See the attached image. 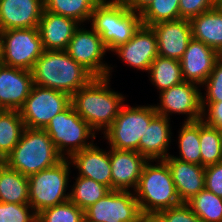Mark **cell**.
I'll return each mask as SVG.
<instances>
[{
    "instance_id": "4316f807",
    "label": "cell",
    "mask_w": 222,
    "mask_h": 222,
    "mask_svg": "<svg viewBox=\"0 0 222 222\" xmlns=\"http://www.w3.org/2000/svg\"><path fill=\"white\" fill-rule=\"evenodd\" d=\"M25 129L18 110L0 109V162L11 153Z\"/></svg>"
},
{
    "instance_id": "d4e9b609",
    "label": "cell",
    "mask_w": 222,
    "mask_h": 222,
    "mask_svg": "<svg viewBox=\"0 0 222 222\" xmlns=\"http://www.w3.org/2000/svg\"><path fill=\"white\" fill-rule=\"evenodd\" d=\"M28 177L0 162V202L29 204Z\"/></svg>"
},
{
    "instance_id": "7a4b0ae2",
    "label": "cell",
    "mask_w": 222,
    "mask_h": 222,
    "mask_svg": "<svg viewBox=\"0 0 222 222\" xmlns=\"http://www.w3.org/2000/svg\"><path fill=\"white\" fill-rule=\"evenodd\" d=\"M31 72L34 85L62 91L70 96L94 78L66 50H44Z\"/></svg>"
},
{
    "instance_id": "4fadbf2b",
    "label": "cell",
    "mask_w": 222,
    "mask_h": 222,
    "mask_svg": "<svg viewBox=\"0 0 222 222\" xmlns=\"http://www.w3.org/2000/svg\"><path fill=\"white\" fill-rule=\"evenodd\" d=\"M201 87L195 83L183 81L159 93V102L154 104L155 111L171 118L172 114L185 115L184 122L202 120Z\"/></svg>"
},
{
    "instance_id": "52a82bcc",
    "label": "cell",
    "mask_w": 222,
    "mask_h": 222,
    "mask_svg": "<svg viewBox=\"0 0 222 222\" xmlns=\"http://www.w3.org/2000/svg\"><path fill=\"white\" fill-rule=\"evenodd\" d=\"M154 105L124 104L114 122L102 133L110 148L139 153V142L150 121L157 115Z\"/></svg>"
},
{
    "instance_id": "6da1fadb",
    "label": "cell",
    "mask_w": 222,
    "mask_h": 222,
    "mask_svg": "<svg viewBox=\"0 0 222 222\" xmlns=\"http://www.w3.org/2000/svg\"><path fill=\"white\" fill-rule=\"evenodd\" d=\"M111 77H94L71 96L74 110L95 132L103 133L116 119L126 96L111 88Z\"/></svg>"
},
{
    "instance_id": "4dcf8cb0",
    "label": "cell",
    "mask_w": 222,
    "mask_h": 222,
    "mask_svg": "<svg viewBox=\"0 0 222 222\" xmlns=\"http://www.w3.org/2000/svg\"><path fill=\"white\" fill-rule=\"evenodd\" d=\"M201 165L207 167L222 161V140L218 128L200 120Z\"/></svg>"
},
{
    "instance_id": "8fae6325",
    "label": "cell",
    "mask_w": 222,
    "mask_h": 222,
    "mask_svg": "<svg viewBox=\"0 0 222 222\" xmlns=\"http://www.w3.org/2000/svg\"><path fill=\"white\" fill-rule=\"evenodd\" d=\"M71 105V96L65 92L33 85L23 107L19 110L24 125L45 129L51 119Z\"/></svg>"
},
{
    "instance_id": "ac0fdd59",
    "label": "cell",
    "mask_w": 222,
    "mask_h": 222,
    "mask_svg": "<svg viewBox=\"0 0 222 222\" xmlns=\"http://www.w3.org/2000/svg\"><path fill=\"white\" fill-rule=\"evenodd\" d=\"M150 27L157 37L158 54L180 61L192 39L190 20L163 21Z\"/></svg>"
},
{
    "instance_id": "9c48e42d",
    "label": "cell",
    "mask_w": 222,
    "mask_h": 222,
    "mask_svg": "<svg viewBox=\"0 0 222 222\" xmlns=\"http://www.w3.org/2000/svg\"><path fill=\"white\" fill-rule=\"evenodd\" d=\"M44 49L38 28L0 31V62L31 71Z\"/></svg>"
},
{
    "instance_id": "ba28073f",
    "label": "cell",
    "mask_w": 222,
    "mask_h": 222,
    "mask_svg": "<svg viewBox=\"0 0 222 222\" xmlns=\"http://www.w3.org/2000/svg\"><path fill=\"white\" fill-rule=\"evenodd\" d=\"M44 130L63 158L90 147L97 135L72 105L55 115Z\"/></svg>"
},
{
    "instance_id": "5bb4252c",
    "label": "cell",
    "mask_w": 222,
    "mask_h": 222,
    "mask_svg": "<svg viewBox=\"0 0 222 222\" xmlns=\"http://www.w3.org/2000/svg\"><path fill=\"white\" fill-rule=\"evenodd\" d=\"M113 52L130 68L148 72L151 63L159 55L156 34L151 27L142 25L128 42Z\"/></svg>"
},
{
    "instance_id": "30bf717a",
    "label": "cell",
    "mask_w": 222,
    "mask_h": 222,
    "mask_svg": "<svg viewBox=\"0 0 222 222\" xmlns=\"http://www.w3.org/2000/svg\"><path fill=\"white\" fill-rule=\"evenodd\" d=\"M85 25L75 30L66 52L94 77H112L114 66L103 60L108 52L105 44L91 26L87 29Z\"/></svg>"
},
{
    "instance_id": "b9f144b4",
    "label": "cell",
    "mask_w": 222,
    "mask_h": 222,
    "mask_svg": "<svg viewBox=\"0 0 222 222\" xmlns=\"http://www.w3.org/2000/svg\"><path fill=\"white\" fill-rule=\"evenodd\" d=\"M142 222H158L154 218H143Z\"/></svg>"
},
{
    "instance_id": "f1b7e54d",
    "label": "cell",
    "mask_w": 222,
    "mask_h": 222,
    "mask_svg": "<svg viewBox=\"0 0 222 222\" xmlns=\"http://www.w3.org/2000/svg\"><path fill=\"white\" fill-rule=\"evenodd\" d=\"M44 10L76 20L81 25L90 22L100 0H43Z\"/></svg>"
},
{
    "instance_id": "cb8c5ba5",
    "label": "cell",
    "mask_w": 222,
    "mask_h": 222,
    "mask_svg": "<svg viewBox=\"0 0 222 222\" xmlns=\"http://www.w3.org/2000/svg\"><path fill=\"white\" fill-rule=\"evenodd\" d=\"M192 38L203 42L222 56L221 4L190 20Z\"/></svg>"
},
{
    "instance_id": "f546056e",
    "label": "cell",
    "mask_w": 222,
    "mask_h": 222,
    "mask_svg": "<svg viewBox=\"0 0 222 222\" xmlns=\"http://www.w3.org/2000/svg\"><path fill=\"white\" fill-rule=\"evenodd\" d=\"M73 183L70 186L71 190H68L69 200L82 210L87 209L111 191L107 186L87 177L77 176Z\"/></svg>"
},
{
    "instance_id": "603a6c76",
    "label": "cell",
    "mask_w": 222,
    "mask_h": 222,
    "mask_svg": "<svg viewBox=\"0 0 222 222\" xmlns=\"http://www.w3.org/2000/svg\"><path fill=\"white\" fill-rule=\"evenodd\" d=\"M171 119L157 114L139 142V153L148 160H164L169 155L172 139Z\"/></svg>"
},
{
    "instance_id": "e0dca14e",
    "label": "cell",
    "mask_w": 222,
    "mask_h": 222,
    "mask_svg": "<svg viewBox=\"0 0 222 222\" xmlns=\"http://www.w3.org/2000/svg\"><path fill=\"white\" fill-rule=\"evenodd\" d=\"M220 57L221 55L216 50L192 38L180 60L184 81L201 87Z\"/></svg>"
},
{
    "instance_id": "7bdbcfd3",
    "label": "cell",
    "mask_w": 222,
    "mask_h": 222,
    "mask_svg": "<svg viewBox=\"0 0 222 222\" xmlns=\"http://www.w3.org/2000/svg\"><path fill=\"white\" fill-rule=\"evenodd\" d=\"M220 134H221V140H222V127L219 128Z\"/></svg>"
},
{
    "instance_id": "e575fe53",
    "label": "cell",
    "mask_w": 222,
    "mask_h": 222,
    "mask_svg": "<svg viewBox=\"0 0 222 222\" xmlns=\"http://www.w3.org/2000/svg\"><path fill=\"white\" fill-rule=\"evenodd\" d=\"M0 222H37V214L30 204L0 202Z\"/></svg>"
},
{
    "instance_id": "277c9868",
    "label": "cell",
    "mask_w": 222,
    "mask_h": 222,
    "mask_svg": "<svg viewBox=\"0 0 222 222\" xmlns=\"http://www.w3.org/2000/svg\"><path fill=\"white\" fill-rule=\"evenodd\" d=\"M90 23L108 52L128 42L143 25L140 14L116 0L100 1L92 12Z\"/></svg>"
},
{
    "instance_id": "83f0119b",
    "label": "cell",
    "mask_w": 222,
    "mask_h": 222,
    "mask_svg": "<svg viewBox=\"0 0 222 222\" xmlns=\"http://www.w3.org/2000/svg\"><path fill=\"white\" fill-rule=\"evenodd\" d=\"M178 131L179 156L172 157L184 162L201 165L200 148V120L195 122H182Z\"/></svg>"
},
{
    "instance_id": "ab89813d",
    "label": "cell",
    "mask_w": 222,
    "mask_h": 222,
    "mask_svg": "<svg viewBox=\"0 0 222 222\" xmlns=\"http://www.w3.org/2000/svg\"><path fill=\"white\" fill-rule=\"evenodd\" d=\"M202 120L209 126L222 127V101L201 102Z\"/></svg>"
},
{
    "instance_id": "d6a6232c",
    "label": "cell",
    "mask_w": 222,
    "mask_h": 222,
    "mask_svg": "<svg viewBox=\"0 0 222 222\" xmlns=\"http://www.w3.org/2000/svg\"><path fill=\"white\" fill-rule=\"evenodd\" d=\"M144 26L180 19L179 0H154L140 14Z\"/></svg>"
},
{
    "instance_id": "d6986e66",
    "label": "cell",
    "mask_w": 222,
    "mask_h": 222,
    "mask_svg": "<svg viewBox=\"0 0 222 222\" xmlns=\"http://www.w3.org/2000/svg\"><path fill=\"white\" fill-rule=\"evenodd\" d=\"M68 159L71 166L78 169L77 176L90 178L111 190L110 148L104 150L93 143L90 147L72 154Z\"/></svg>"
},
{
    "instance_id": "8d00e7d4",
    "label": "cell",
    "mask_w": 222,
    "mask_h": 222,
    "mask_svg": "<svg viewBox=\"0 0 222 222\" xmlns=\"http://www.w3.org/2000/svg\"><path fill=\"white\" fill-rule=\"evenodd\" d=\"M153 218L158 222H203L187 203L162 210Z\"/></svg>"
},
{
    "instance_id": "8992f818",
    "label": "cell",
    "mask_w": 222,
    "mask_h": 222,
    "mask_svg": "<svg viewBox=\"0 0 222 222\" xmlns=\"http://www.w3.org/2000/svg\"><path fill=\"white\" fill-rule=\"evenodd\" d=\"M71 163L63 158L53 167L44 169L28 177L29 204L36 214L62 204L69 200V177H71Z\"/></svg>"
},
{
    "instance_id": "7402d4cb",
    "label": "cell",
    "mask_w": 222,
    "mask_h": 222,
    "mask_svg": "<svg viewBox=\"0 0 222 222\" xmlns=\"http://www.w3.org/2000/svg\"><path fill=\"white\" fill-rule=\"evenodd\" d=\"M76 20L43 9L38 31L44 50H66L75 30Z\"/></svg>"
},
{
    "instance_id": "5b68a950",
    "label": "cell",
    "mask_w": 222,
    "mask_h": 222,
    "mask_svg": "<svg viewBox=\"0 0 222 222\" xmlns=\"http://www.w3.org/2000/svg\"><path fill=\"white\" fill-rule=\"evenodd\" d=\"M62 159L44 129L25 127L20 141L3 162L9 168L29 177L53 167Z\"/></svg>"
},
{
    "instance_id": "44dd1931",
    "label": "cell",
    "mask_w": 222,
    "mask_h": 222,
    "mask_svg": "<svg viewBox=\"0 0 222 222\" xmlns=\"http://www.w3.org/2000/svg\"><path fill=\"white\" fill-rule=\"evenodd\" d=\"M170 168L177 195L187 203L205 188V167L176 159L171 154L164 159Z\"/></svg>"
},
{
    "instance_id": "836d02e7",
    "label": "cell",
    "mask_w": 222,
    "mask_h": 222,
    "mask_svg": "<svg viewBox=\"0 0 222 222\" xmlns=\"http://www.w3.org/2000/svg\"><path fill=\"white\" fill-rule=\"evenodd\" d=\"M37 222H85L84 210L68 200L39 212Z\"/></svg>"
},
{
    "instance_id": "2e32d148",
    "label": "cell",
    "mask_w": 222,
    "mask_h": 222,
    "mask_svg": "<svg viewBox=\"0 0 222 222\" xmlns=\"http://www.w3.org/2000/svg\"><path fill=\"white\" fill-rule=\"evenodd\" d=\"M33 85L31 71L0 63V109L19 111Z\"/></svg>"
},
{
    "instance_id": "7c38bea8",
    "label": "cell",
    "mask_w": 222,
    "mask_h": 222,
    "mask_svg": "<svg viewBox=\"0 0 222 222\" xmlns=\"http://www.w3.org/2000/svg\"><path fill=\"white\" fill-rule=\"evenodd\" d=\"M85 222H142L134 191L111 190L84 210Z\"/></svg>"
},
{
    "instance_id": "ffe728a7",
    "label": "cell",
    "mask_w": 222,
    "mask_h": 222,
    "mask_svg": "<svg viewBox=\"0 0 222 222\" xmlns=\"http://www.w3.org/2000/svg\"><path fill=\"white\" fill-rule=\"evenodd\" d=\"M43 0H0V31L38 28Z\"/></svg>"
},
{
    "instance_id": "74e56055",
    "label": "cell",
    "mask_w": 222,
    "mask_h": 222,
    "mask_svg": "<svg viewBox=\"0 0 222 222\" xmlns=\"http://www.w3.org/2000/svg\"><path fill=\"white\" fill-rule=\"evenodd\" d=\"M218 5L220 0H179L180 19L191 20Z\"/></svg>"
},
{
    "instance_id": "3957f363",
    "label": "cell",
    "mask_w": 222,
    "mask_h": 222,
    "mask_svg": "<svg viewBox=\"0 0 222 222\" xmlns=\"http://www.w3.org/2000/svg\"><path fill=\"white\" fill-rule=\"evenodd\" d=\"M134 194L144 218H153L160 211L181 204L164 160H149L144 165Z\"/></svg>"
},
{
    "instance_id": "1f68e13d",
    "label": "cell",
    "mask_w": 222,
    "mask_h": 222,
    "mask_svg": "<svg viewBox=\"0 0 222 222\" xmlns=\"http://www.w3.org/2000/svg\"><path fill=\"white\" fill-rule=\"evenodd\" d=\"M187 204L203 222H222V197L206 188L195 195Z\"/></svg>"
},
{
    "instance_id": "60d3db41",
    "label": "cell",
    "mask_w": 222,
    "mask_h": 222,
    "mask_svg": "<svg viewBox=\"0 0 222 222\" xmlns=\"http://www.w3.org/2000/svg\"><path fill=\"white\" fill-rule=\"evenodd\" d=\"M154 0H123L126 6L135 13L141 14Z\"/></svg>"
},
{
    "instance_id": "d590c367",
    "label": "cell",
    "mask_w": 222,
    "mask_h": 222,
    "mask_svg": "<svg viewBox=\"0 0 222 222\" xmlns=\"http://www.w3.org/2000/svg\"><path fill=\"white\" fill-rule=\"evenodd\" d=\"M201 87L206 88V92L201 95V102L222 101V56L216 61L212 72Z\"/></svg>"
},
{
    "instance_id": "f35d334b",
    "label": "cell",
    "mask_w": 222,
    "mask_h": 222,
    "mask_svg": "<svg viewBox=\"0 0 222 222\" xmlns=\"http://www.w3.org/2000/svg\"><path fill=\"white\" fill-rule=\"evenodd\" d=\"M205 188L222 197V161L205 167Z\"/></svg>"
},
{
    "instance_id": "9a60e30c",
    "label": "cell",
    "mask_w": 222,
    "mask_h": 222,
    "mask_svg": "<svg viewBox=\"0 0 222 222\" xmlns=\"http://www.w3.org/2000/svg\"><path fill=\"white\" fill-rule=\"evenodd\" d=\"M148 161L137 151L110 148L111 190L134 191Z\"/></svg>"
},
{
    "instance_id": "484cf974",
    "label": "cell",
    "mask_w": 222,
    "mask_h": 222,
    "mask_svg": "<svg viewBox=\"0 0 222 222\" xmlns=\"http://www.w3.org/2000/svg\"><path fill=\"white\" fill-rule=\"evenodd\" d=\"M147 74L159 93L184 81L180 61L160 55L151 63Z\"/></svg>"
}]
</instances>
